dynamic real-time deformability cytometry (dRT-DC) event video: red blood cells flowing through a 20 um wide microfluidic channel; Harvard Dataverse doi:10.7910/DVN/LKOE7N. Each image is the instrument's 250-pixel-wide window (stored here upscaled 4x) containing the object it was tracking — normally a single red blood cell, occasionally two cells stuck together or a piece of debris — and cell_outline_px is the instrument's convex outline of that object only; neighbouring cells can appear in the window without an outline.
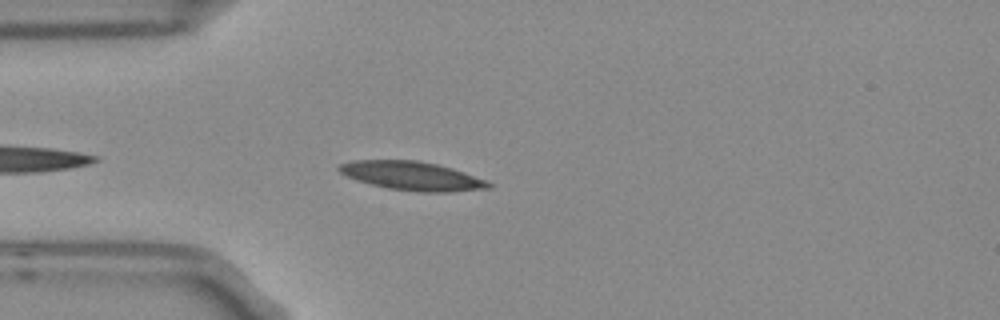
{"species": "Egyptian fruit bat (a non-hibernating species)", "species_latin": "Rousettus aegyptiacus", "temperature_condition": "room temperature", "stored_images_in_passage": 3, "camera_frame_rate_fps": 3000, "um_per_image_px": 0.085, "frame": {"image": 1, "passage_image": 3, "time_ms": 0.667, "image_size_px": [1000, 320], "cell_outline_px": [[492, 188], [452, 192], [416, 192], [388, 188], [356, 180], [344, 176], [336, 168], [340, 164], [352, 160], [416, 160], [436, 164], [452, 168], [484, 180], [492, 184]], "centroid_in_image_um": [34.98, 14.95], "position_along_channel_um": 50.0, "area_um2": 25.03}}